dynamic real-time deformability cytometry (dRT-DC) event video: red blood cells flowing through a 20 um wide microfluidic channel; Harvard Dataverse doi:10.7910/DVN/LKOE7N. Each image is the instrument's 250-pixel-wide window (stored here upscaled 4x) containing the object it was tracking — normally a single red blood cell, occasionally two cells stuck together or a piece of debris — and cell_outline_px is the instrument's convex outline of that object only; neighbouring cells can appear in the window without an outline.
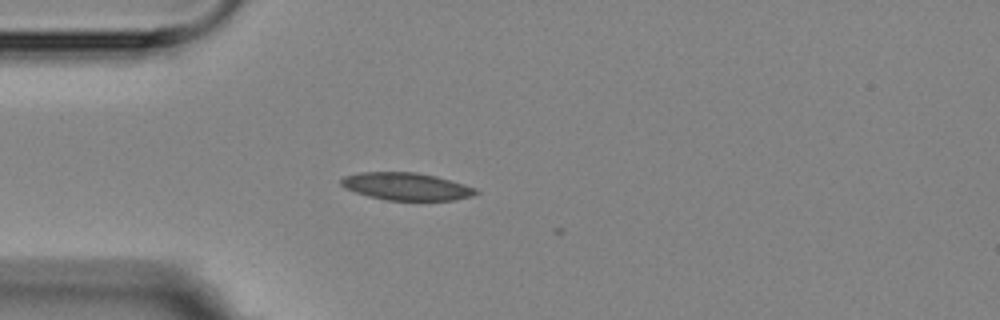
{"species": "Egyptian fruit bat (a non-hibernating species)", "species_latin": "Rousettus aegyptiacus", "temperature_condition": "room temperature", "stored_images_in_passage": 4, "camera_frame_rate_fps": 3000, "um_per_image_px": 0.085, "animal": {"sex": "female"}, "frame": {"image": 1, "passage_image": 4, "time_ms": 3.333, "image_size_px": [1000, 320], "cell_outline_px": [[480, 192], [472, 196], [456, 200], [388, 200], [368, 196], [344, 188], [340, 184], [340, 180], [344, 176], [360, 172], [416, 172], [436, 176], [464, 184], [476, 188]], "centroid_in_image_um": [34.55, 15.84], "position_along_channel_um": 50.5, "area_um2": 21.62}}